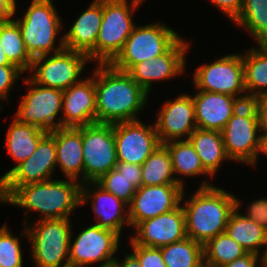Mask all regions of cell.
Listing matches in <instances>:
<instances>
[{
    "label": "cell",
    "instance_id": "obj_1",
    "mask_svg": "<svg viewBox=\"0 0 267 267\" xmlns=\"http://www.w3.org/2000/svg\"><path fill=\"white\" fill-rule=\"evenodd\" d=\"M94 69L96 122L116 124L138 120L148 93L129 75L110 63H98Z\"/></svg>",
    "mask_w": 267,
    "mask_h": 267
},
{
    "label": "cell",
    "instance_id": "obj_2",
    "mask_svg": "<svg viewBox=\"0 0 267 267\" xmlns=\"http://www.w3.org/2000/svg\"><path fill=\"white\" fill-rule=\"evenodd\" d=\"M190 198L182 202L186 236L205 245L225 232L230 214L236 208V196L204 180Z\"/></svg>",
    "mask_w": 267,
    "mask_h": 267
},
{
    "label": "cell",
    "instance_id": "obj_3",
    "mask_svg": "<svg viewBox=\"0 0 267 267\" xmlns=\"http://www.w3.org/2000/svg\"><path fill=\"white\" fill-rule=\"evenodd\" d=\"M82 183L66 178L30 183L17 188L3 203L41 213L42 220L71 219L75 208L81 206ZM28 209V210H27Z\"/></svg>",
    "mask_w": 267,
    "mask_h": 267
},
{
    "label": "cell",
    "instance_id": "obj_4",
    "mask_svg": "<svg viewBox=\"0 0 267 267\" xmlns=\"http://www.w3.org/2000/svg\"><path fill=\"white\" fill-rule=\"evenodd\" d=\"M52 2L53 0H32L23 17L15 18L26 49L33 59L65 49L64 36L59 38L58 46L55 45L63 22Z\"/></svg>",
    "mask_w": 267,
    "mask_h": 267
},
{
    "label": "cell",
    "instance_id": "obj_5",
    "mask_svg": "<svg viewBox=\"0 0 267 267\" xmlns=\"http://www.w3.org/2000/svg\"><path fill=\"white\" fill-rule=\"evenodd\" d=\"M26 223L21 235L31 243L36 267H60L63 262V265L69 263V245L73 236L71 219H41L30 226Z\"/></svg>",
    "mask_w": 267,
    "mask_h": 267
},
{
    "label": "cell",
    "instance_id": "obj_6",
    "mask_svg": "<svg viewBox=\"0 0 267 267\" xmlns=\"http://www.w3.org/2000/svg\"><path fill=\"white\" fill-rule=\"evenodd\" d=\"M145 0H102L103 18L95 46V61L110 63L135 28L133 13Z\"/></svg>",
    "mask_w": 267,
    "mask_h": 267
},
{
    "label": "cell",
    "instance_id": "obj_7",
    "mask_svg": "<svg viewBox=\"0 0 267 267\" xmlns=\"http://www.w3.org/2000/svg\"><path fill=\"white\" fill-rule=\"evenodd\" d=\"M180 38L181 35L160 22L135 26L110 64L128 72L135 64L166 53Z\"/></svg>",
    "mask_w": 267,
    "mask_h": 267
},
{
    "label": "cell",
    "instance_id": "obj_8",
    "mask_svg": "<svg viewBox=\"0 0 267 267\" xmlns=\"http://www.w3.org/2000/svg\"><path fill=\"white\" fill-rule=\"evenodd\" d=\"M221 132L230 160L251 167L257 165L261 141V134L257 133H261V128L257 109L251 101L237 109Z\"/></svg>",
    "mask_w": 267,
    "mask_h": 267
},
{
    "label": "cell",
    "instance_id": "obj_9",
    "mask_svg": "<svg viewBox=\"0 0 267 267\" xmlns=\"http://www.w3.org/2000/svg\"><path fill=\"white\" fill-rule=\"evenodd\" d=\"M55 167V139L47 133L28 159L0 177V203H3L20 186L53 179Z\"/></svg>",
    "mask_w": 267,
    "mask_h": 267
},
{
    "label": "cell",
    "instance_id": "obj_10",
    "mask_svg": "<svg viewBox=\"0 0 267 267\" xmlns=\"http://www.w3.org/2000/svg\"><path fill=\"white\" fill-rule=\"evenodd\" d=\"M22 78L23 83L28 84L27 93L22 97L13 119L47 132L60 128V120L55 119L62 111L63 90L41 86L27 76Z\"/></svg>",
    "mask_w": 267,
    "mask_h": 267
},
{
    "label": "cell",
    "instance_id": "obj_11",
    "mask_svg": "<svg viewBox=\"0 0 267 267\" xmlns=\"http://www.w3.org/2000/svg\"><path fill=\"white\" fill-rule=\"evenodd\" d=\"M194 88L240 98L247 102L244 66L241 54H230L203 64L194 71Z\"/></svg>",
    "mask_w": 267,
    "mask_h": 267
},
{
    "label": "cell",
    "instance_id": "obj_12",
    "mask_svg": "<svg viewBox=\"0 0 267 267\" xmlns=\"http://www.w3.org/2000/svg\"><path fill=\"white\" fill-rule=\"evenodd\" d=\"M84 183L96 182L114 169L118 160L113 124L92 123L82 126Z\"/></svg>",
    "mask_w": 267,
    "mask_h": 267
},
{
    "label": "cell",
    "instance_id": "obj_13",
    "mask_svg": "<svg viewBox=\"0 0 267 267\" xmlns=\"http://www.w3.org/2000/svg\"><path fill=\"white\" fill-rule=\"evenodd\" d=\"M90 60L86 54L63 49L59 53L33 59L29 77L37 84L66 90L75 83Z\"/></svg>",
    "mask_w": 267,
    "mask_h": 267
},
{
    "label": "cell",
    "instance_id": "obj_14",
    "mask_svg": "<svg viewBox=\"0 0 267 267\" xmlns=\"http://www.w3.org/2000/svg\"><path fill=\"white\" fill-rule=\"evenodd\" d=\"M119 240L120 235L115 231L91 224L80 231L74 242L70 239L69 263L82 267L109 263L115 259Z\"/></svg>",
    "mask_w": 267,
    "mask_h": 267
},
{
    "label": "cell",
    "instance_id": "obj_15",
    "mask_svg": "<svg viewBox=\"0 0 267 267\" xmlns=\"http://www.w3.org/2000/svg\"><path fill=\"white\" fill-rule=\"evenodd\" d=\"M117 160L135 165L143 162L161 145L155 124L133 120L113 124Z\"/></svg>",
    "mask_w": 267,
    "mask_h": 267
},
{
    "label": "cell",
    "instance_id": "obj_16",
    "mask_svg": "<svg viewBox=\"0 0 267 267\" xmlns=\"http://www.w3.org/2000/svg\"><path fill=\"white\" fill-rule=\"evenodd\" d=\"M184 187L180 184L141 186L128 205L130 227L177 208L184 200Z\"/></svg>",
    "mask_w": 267,
    "mask_h": 267
},
{
    "label": "cell",
    "instance_id": "obj_17",
    "mask_svg": "<svg viewBox=\"0 0 267 267\" xmlns=\"http://www.w3.org/2000/svg\"><path fill=\"white\" fill-rule=\"evenodd\" d=\"M189 48V42L182 37L166 53L135 64L128 73L149 94L153 82L185 73V55Z\"/></svg>",
    "mask_w": 267,
    "mask_h": 267
},
{
    "label": "cell",
    "instance_id": "obj_18",
    "mask_svg": "<svg viewBox=\"0 0 267 267\" xmlns=\"http://www.w3.org/2000/svg\"><path fill=\"white\" fill-rule=\"evenodd\" d=\"M161 107L154 123L160 143L187 140L197 128L192 96L180 94L173 101H165Z\"/></svg>",
    "mask_w": 267,
    "mask_h": 267
},
{
    "label": "cell",
    "instance_id": "obj_19",
    "mask_svg": "<svg viewBox=\"0 0 267 267\" xmlns=\"http://www.w3.org/2000/svg\"><path fill=\"white\" fill-rule=\"evenodd\" d=\"M130 244L161 248L184 239L185 213L181 204L174 210L139 222Z\"/></svg>",
    "mask_w": 267,
    "mask_h": 267
},
{
    "label": "cell",
    "instance_id": "obj_20",
    "mask_svg": "<svg viewBox=\"0 0 267 267\" xmlns=\"http://www.w3.org/2000/svg\"><path fill=\"white\" fill-rule=\"evenodd\" d=\"M93 77L81 79L63 90L60 127H82L96 122V91Z\"/></svg>",
    "mask_w": 267,
    "mask_h": 267
},
{
    "label": "cell",
    "instance_id": "obj_21",
    "mask_svg": "<svg viewBox=\"0 0 267 267\" xmlns=\"http://www.w3.org/2000/svg\"><path fill=\"white\" fill-rule=\"evenodd\" d=\"M92 199L94 200L92 201V208L96 225L113 230L119 235L122 233L123 225L130 226L127 203L117 198L114 194L105 191L96 182L82 183L81 205Z\"/></svg>",
    "mask_w": 267,
    "mask_h": 267
},
{
    "label": "cell",
    "instance_id": "obj_22",
    "mask_svg": "<svg viewBox=\"0 0 267 267\" xmlns=\"http://www.w3.org/2000/svg\"><path fill=\"white\" fill-rule=\"evenodd\" d=\"M196 126L203 130L222 131L228 120L244 103L240 98L199 90L192 97Z\"/></svg>",
    "mask_w": 267,
    "mask_h": 267
},
{
    "label": "cell",
    "instance_id": "obj_23",
    "mask_svg": "<svg viewBox=\"0 0 267 267\" xmlns=\"http://www.w3.org/2000/svg\"><path fill=\"white\" fill-rule=\"evenodd\" d=\"M102 18V0H94L63 34L65 49L86 54L90 62L95 61V46Z\"/></svg>",
    "mask_w": 267,
    "mask_h": 267
},
{
    "label": "cell",
    "instance_id": "obj_24",
    "mask_svg": "<svg viewBox=\"0 0 267 267\" xmlns=\"http://www.w3.org/2000/svg\"><path fill=\"white\" fill-rule=\"evenodd\" d=\"M56 145V166L66 178L84 183L82 127H60L48 132Z\"/></svg>",
    "mask_w": 267,
    "mask_h": 267
},
{
    "label": "cell",
    "instance_id": "obj_25",
    "mask_svg": "<svg viewBox=\"0 0 267 267\" xmlns=\"http://www.w3.org/2000/svg\"><path fill=\"white\" fill-rule=\"evenodd\" d=\"M235 200L236 208L230 214L225 232L239 243L247 253L259 255L260 248L266 246L261 255L263 258L267 251V231L255 221L244 217L239 212L241 201L238 198Z\"/></svg>",
    "mask_w": 267,
    "mask_h": 267
},
{
    "label": "cell",
    "instance_id": "obj_26",
    "mask_svg": "<svg viewBox=\"0 0 267 267\" xmlns=\"http://www.w3.org/2000/svg\"><path fill=\"white\" fill-rule=\"evenodd\" d=\"M187 140L197 152L203 167L213 177L223 161H230L225 151L221 131L196 128Z\"/></svg>",
    "mask_w": 267,
    "mask_h": 267
},
{
    "label": "cell",
    "instance_id": "obj_27",
    "mask_svg": "<svg viewBox=\"0 0 267 267\" xmlns=\"http://www.w3.org/2000/svg\"><path fill=\"white\" fill-rule=\"evenodd\" d=\"M48 132L32 124H21L12 120L6 136V148L16 166L28 159L36 150L39 141Z\"/></svg>",
    "mask_w": 267,
    "mask_h": 267
},
{
    "label": "cell",
    "instance_id": "obj_28",
    "mask_svg": "<svg viewBox=\"0 0 267 267\" xmlns=\"http://www.w3.org/2000/svg\"><path fill=\"white\" fill-rule=\"evenodd\" d=\"M257 45L242 55L247 102L267 92V43Z\"/></svg>",
    "mask_w": 267,
    "mask_h": 267
},
{
    "label": "cell",
    "instance_id": "obj_29",
    "mask_svg": "<svg viewBox=\"0 0 267 267\" xmlns=\"http://www.w3.org/2000/svg\"><path fill=\"white\" fill-rule=\"evenodd\" d=\"M172 160V167L175 178L181 186H185L184 180L182 178H177L178 176H211L213 177L202 165L201 160L197 152L194 150L193 146L188 140L171 141L164 144Z\"/></svg>",
    "mask_w": 267,
    "mask_h": 267
},
{
    "label": "cell",
    "instance_id": "obj_30",
    "mask_svg": "<svg viewBox=\"0 0 267 267\" xmlns=\"http://www.w3.org/2000/svg\"><path fill=\"white\" fill-rule=\"evenodd\" d=\"M0 45L13 65L24 73L30 71L33 58L26 49L20 26L15 19L0 21Z\"/></svg>",
    "mask_w": 267,
    "mask_h": 267
},
{
    "label": "cell",
    "instance_id": "obj_31",
    "mask_svg": "<svg viewBox=\"0 0 267 267\" xmlns=\"http://www.w3.org/2000/svg\"><path fill=\"white\" fill-rule=\"evenodd\" d=\"M141 169L143 186L179 184L174 177L171 155L164 144L153 151Z\"/></svg>",
    "mask_w": 267,
    "mask_h": 267
},
{
    "label": "cell",
    "instance_id": "obj_32",
    "mask_svg": "<svg viewBox=\"0 0 267 267\" xmlns=\"http://www.w3.org/2000/svg\"><path fill=\"white\" fill-rule=\"evenodd\" d=\"M160 249L166 267H205L203 245L190 237Z\"/></svg>",
    "mask_w": 267,
    "mask_h": 267
},
{
    "label": "cell",
    "instance_id": "obj_33",
    "mask_svg": "<svg viewBox=\"0 0 267 267\" xmlns=\"http://www.w3.org/2000/svg\"><path fill=\"white\" fill-rule=\"evenodd\" d=\"M233 22L245 28L257 44H266L267 0H244L240 14Z\"/></svg>",
    "mask_w": 267,
    "mask_h": 267
},
{
    "label": "cell",
    "instance_id": "obj_34",
    "mask_svg": "<svg viewBox=\"0 0 267 267\" xmlns=\"http://www.w3.org/2000/svg\"><path fill=\"white\" fill-rule=\"evenodd\" d=\"M247 252L226 232L211 238L203 245L204 266L220 267L242 257Z\"/></svg>",
    "mask_w": 267,
    "mask_h": 267
},
{
    "label": "cell",
    "instance_id": "obj_35",
    "mask_svg": "<svg viewBox=\"0 0 267 267\" xmlns=\"http://www.w3.org/2000/svg\"><path fill=\"white\" fill-rule=\"evenodd\" d=\"M96 183L128 205L131 203L137 190L131 181L115 168L105 173Z\"/></svg>",
    "mask_w": 267,
    "mask_h": 267
},
{
    "label": "cell",
    "instance_id": "obj_36",
    "mask_svg": "<svg viewBox=\"0 0 267 267\" xmlns=\"http://www.w3.org/2000/svg\"><path fill=\"white\" fill-rule=\"evenodd\" d=\"M19 239L6 224L0 228V267H23Z\"/></svg>",
    "mask_w": 267,
    "mask_h": 267
},
{
    "label": "cell",
    "instance_id": "obj_37",
    "mask_svg": "<svg viewBox=\"0 0 267 267\" xmlns=\"http://www.w3.org/2000/svg\"><path fill=\"white\" fill-rule=\"evenodd\" d=\"M132 253L138 258L141 267H166L161 249L131 244Z\"/></svg>",
    "mask_w": 267,
    "mask_h": 267
},
{
    "label": "cell",
    "instance_id": "obj_38",
    "mask_svg": "<svg viewBox=\"0 0 267 267\" xmlns=\"http://www.w3.org/2000/svg\"><path fill=\"white\" fill-rule=\"evenodd\" d=\"M22 73L24 72L15 65L0 66V100L9 101L8 92Z\"/></svg>",
    "mask_w": 267,
    "mask_h": 267
},
{
    "label": "cell",
    "instance_id": "obj_39",
    "mask_svg": "<svg viewBox=\"0 0 267 267\" xmlns=\"http://www.w3.org/2000/svg\"><path fill=\"white\" fill-rule=\"evenodd\" d=\"M244 217L255 221L267 231V198L254 200L248 206Z\"/></svg>",
    "mask_w": 267,
    "mask_h": 267
},
{
    "label": "cell",
    "instance_id": "obj_40",
    "mask_svg": "<svg viewBox=\"0 0 267 267\" xmlns=\"http://www.w3.org/2000/svg\"><path fill=\"white\" fill-rule=\"evenodd\" d=\"M115 169L127 177L137 189L142 186L141 165L118 161Z\"/></svg>",
    "mask_w": 267,
    "mask_h": 267
},
{
    "label": "cell",
    "instance_id": "obj_41",
    "mask_svg": "<svg viewBox=\"0 0 267 267\" xmlns=\"http://www.w3.org/2000/svg\"><path fill=\"white\" fill-rule=\"evenodd\" d=\"M217 9L223 11L233 22L240 14L244 0H210Z\"/></svg>",
    "mask_w": 267,
    "mask_h": 267
},
{
    "label": "cell",
    "instance_id": "obj_42",
    "mask_svg": "<svg viewBox=\"0 0 267 267\" xmlns=\"http://www.w3.org/2000/svg\"><path fill=\"white\" fill-rule=\"evenodd\" d=\"M251 102L257 109L261 132H267V92L256 96Z\"/></svg>",
    "mask_w": 267,
    "mask_h": 267
},
{
    "label": "cell",
    "instance_id": "obj_43",
    "mask_svg": "<svg viewBox=\"0 0 267 267\" xmlns=\"http://www.w3.org/2000/svg\"><path fill=\"white\" fill-rule=\"evenodd\" d=\"M220 267H263V258H260V255L254 253H246L245 255L237 258L231 263L222 265Z\"/></svg>",
    "mask_w": 267,
    "mask_h": 267
},
{
    "label": "cell",
    "instance_id": "obj_44",
    "mask_svg": "<svg viewBox=\"0 0 267 267\" xmlns=\"http://www.w3.org/2000/svg\"><path fill=\"white\" fill-rule=\"evenodd\" d=\"M16 7V0H0V21L12 19Z\"/></svg>",
    "mask_w": 267,
    "mask_h": 267
},
{
    "label": "cell",
    "instance_id": "obj_45",
    "mask_svg": "<svg viewBox=\"0 0 267 267\" xmlns=\"http://www.w3.org/2000/svg\"><path fill=\"white\" fill-rule=\"evenodd\" d=\"M113 261L116 263V267H141L138 258L132 252L125 254V258H122L121 262L116 258Z\"/></svg>",
    "mask_w": 267,
    "mask_h": 267
},
{
    "label": "cell",
    "instance_id": "obj_46",
    "mask_svg": "<svg viewBox=\"0 0 267 267\" xmlns=\"http://www.w3.org/2000/svg\"><path fill=\"white\" fill-rule=\"evenodd\" d=\"M267 156V132H261L260 150L259 154Z\"/></svg>",
    "mask_w": 267,
    "mask_h": 267
},
{
    "label": "cell",
    "instance_id": "obj_47",
    "mask_svg": "<svg viewBox=\"0 0 267 267\" xmlns=\"http://www.w3.org/2000/svg\"><path fill=\"white\" fill-rule=\"evenodd\" d=\"M2 65H13V64L8 60L6 54L2 49V46L0 45V66Z\"/></svg>",
    "mask_w": 267,
    "mask_h": 267
},
{
    "label": "cell",
    "instance_id": "obj_48",
    "mask_svg": "<svg viewBox=\"0 0 267 267\" xmlns=\"http://www.w3.org/2000/svg\"><path fill=\"white\" fill-rule=\"evenodd\" d=\"M99 267H116V263L114 261H111L109 263H106V264H100Z\"/></svg>",
    "mask_w": 267,
    "mask_h": 267
},
{
    "label": "cell",
    "instance_id": "obj_49",
    "mask_svg": "<svg viewBox=\"0 0 267 267\" xmlns=\"http://www.w3.org/2000/svg\"><path fill=\"white\" fill-rule=\"evenodd\" d=\"M263 267H267V251L265 256L263 257Z\"/></svg>",
    "mask_w": 267,
    "mask_h": 267
},
{
    "label": "cell",
    "instance_id": "obj_50",
    "mask_svg": "<svg viewBox=\"0 0 267 267\" xmlns=\"http://www.w3.org/2000/svg\"><path fill=\"white\" fill-rule=\"evenodd\" d=\"M60 267H82V266H77V265L68 263V264L62 265V266H60Z\"/></svg>",
    "mask_w": 267,
    "mask_h": 267
}]
</instances>
